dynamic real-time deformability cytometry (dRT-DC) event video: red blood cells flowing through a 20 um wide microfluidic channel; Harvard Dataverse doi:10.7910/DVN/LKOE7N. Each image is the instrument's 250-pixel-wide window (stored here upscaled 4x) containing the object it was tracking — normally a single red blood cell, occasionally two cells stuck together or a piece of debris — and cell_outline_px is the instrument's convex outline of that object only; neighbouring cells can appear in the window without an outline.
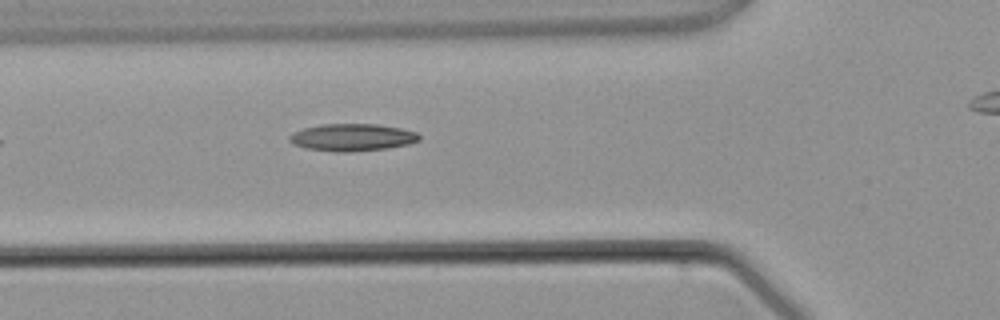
{"species": "common noctule bat (a hibernating species)", "species_latin": "Nyctalus noctula", "temperature_condition": "warm", "stored_images_in_passage": 4, "segment_of_instrument_passage": [1, 2], "camera_frame_rate_fps": 3000, "um_per_image_px": 0.085, "animal": {"sex": "male", "body_mass_g": 21.5, "forearm_length_mm": 52.0}, "frame": {"image": 1, "passage_image": 3, "time_ms": 3.0, "image_size_px": [1000, 320], "cell_outline_px": [[420, 140], [408, 144], [388, 148], [348, 152], [336, 152], [304, 148], [292, 144], [288, 140], [288, 136], [292, 132], [304, 128], [320, 124], [376, 124], [400, 128], [416, 132], [420, 136]], "centroid_in_image_um": [29.89, 11.68], "position_along_channel_um": 95.9, "area_um2": 20.75}}